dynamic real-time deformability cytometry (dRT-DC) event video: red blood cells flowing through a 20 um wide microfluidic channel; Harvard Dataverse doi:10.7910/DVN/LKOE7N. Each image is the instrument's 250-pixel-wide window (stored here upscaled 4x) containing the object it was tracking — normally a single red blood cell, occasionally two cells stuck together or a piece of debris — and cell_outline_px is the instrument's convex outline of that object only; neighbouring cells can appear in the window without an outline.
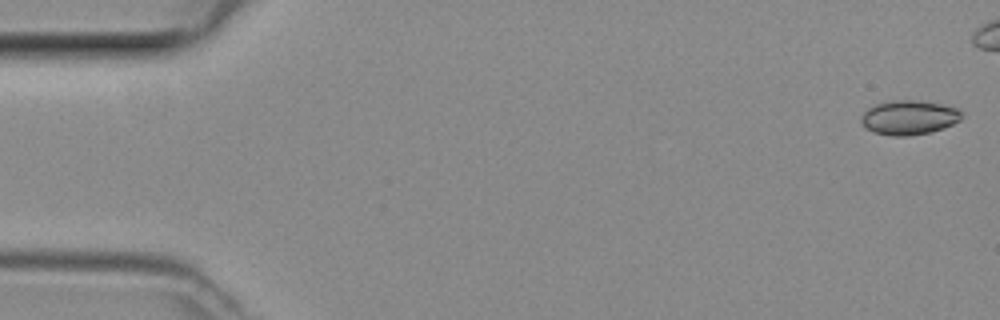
{"species": "common noctule bat (a hibernating species)", "species_latin": "Nyctalus noctula", "temperature_condition": "room temperature", "stored_images_in_passage": 39, "camera_frame_rate_fps": 3000, "um_per_image_px": 0.085, "animal": {"sex": "female", "body_mass_g": 29.2, "forearm_length_mm": 56.3}, "frame": {"image": 1, "passage_image": 1, "time_ms": 0.0, "image_size_px": [1000, 320], "cell_outline_px": [[964, 116], [960, 120], [952, 124], [928, 132], [908, 136], [892, 136], [876, 132], [864, 128], [860, 120], [860, 116], [868, 108], [876, 104], [892, 100], [916, 100], [940, 104], [960, 108]], "centroid_in_image_um": [77.25, 9.97], "position_along_channel_um": 7.7, "area_um2": 20.11}}
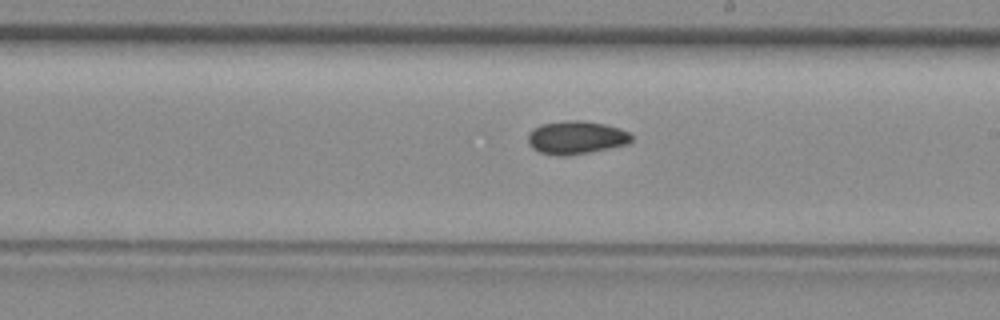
{"frame": {"image": 2, "passage_image": 27, "time_ms": 8.667, "image_size_px": [1000, 320], "cell_outline_px": [[632, 140], [628, 144], [588, 152], [564, 156], [560, 156], [540, 152], [532, 148], [528, 144], [528, 132], [532, 128], [540, 124], [564, 120], [584, 120], [604, 124], [620, 128], [628, 132], [632, 136]], "centroid_in_image_um": [48.94, 11.67], "position_along_channel_um": 240.1, "area_um2": 20.11}}
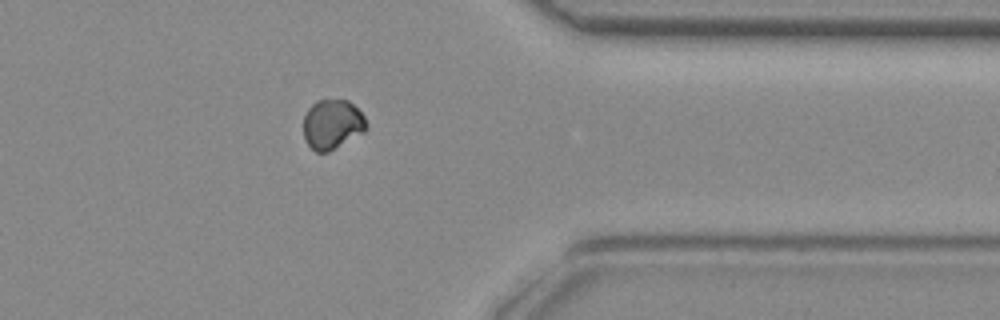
{"frame": {"image": 3, "passage_image": 38, "time_ms": 12.333, "image_size_px": [1000, 320], "cell_outline_px": [[368, 128], [364, 132], [328, 152], [316, 152], [304, 140], [304, 116], [308, 108], [316, 100], [348, 100], [364, 116], [368, 124]], "centroid_in_image_um": [28.24, 10.57], "position_along_channel_um": 383.2, "area_um2": 18.21}}